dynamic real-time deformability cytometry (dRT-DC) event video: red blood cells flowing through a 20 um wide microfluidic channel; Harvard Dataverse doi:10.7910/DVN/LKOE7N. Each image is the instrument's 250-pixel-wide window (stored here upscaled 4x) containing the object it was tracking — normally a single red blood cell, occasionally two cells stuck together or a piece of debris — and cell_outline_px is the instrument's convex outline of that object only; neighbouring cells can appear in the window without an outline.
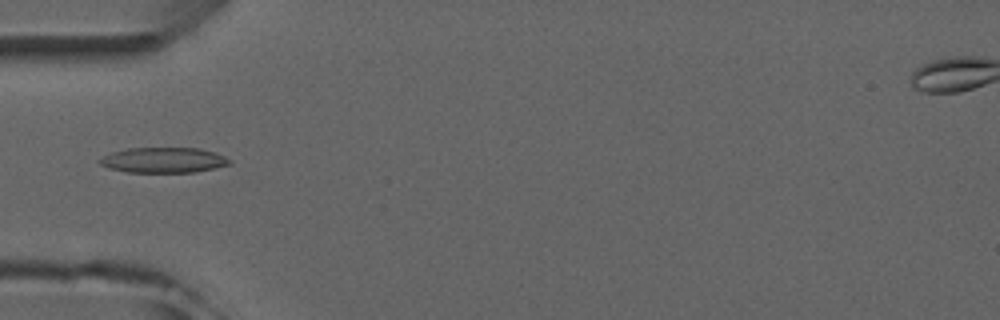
{"species": "common noctule bat (a hibernating species)", "species_latin": "Nyctalus noctula", "temperature_condition": "room temperature", "stored_images_in_passage": 4, "camera_frame_rate_fps": 3000, "um_per_image_px": 0.085, "animal": {"sex": "male", "forearm_length_mm": 52.5}, "frame": {"image": 1, "passage_image": 3, "time_ms": 2.333, "image_size_px": [1000, 320], "cell_outline_px": [[232, 164], [196, 172], [128, 172], [108, 168], [100, 164], [96, 160], [112, 152], [128, 148], [200, 148], [224, 156]], "centroid_in_image_um": [13.86, 13.61], "position_along_channel_um": 71.1, "area_um2": 19.07}}
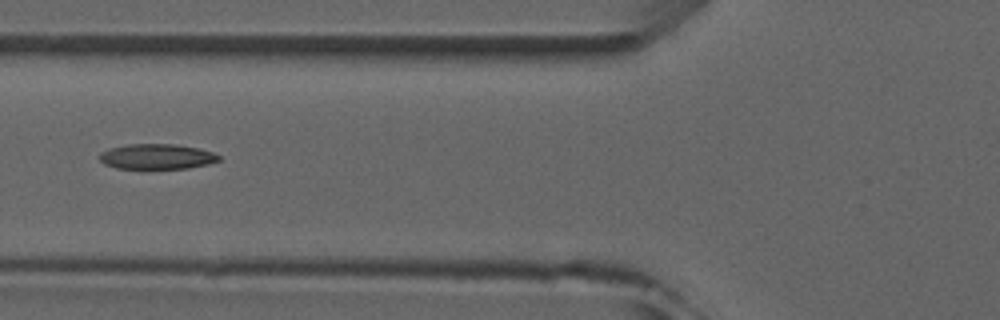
{"frame": {"image": 2, "passage_image": 4, "time_ms": 3.333, "image_size_px": [1000, 320], "cell_outline_px": [[220, 160], [208, 164], [188, 168], [116, 168], [104, 164], [96, 156], [100, 152], [108, 148], [128, 144], [176, 144], [196, 148], [212, 152], [220, 156]], "centroid_in_image_um": [13.27, 13.3], "position_along_channel_um": 112.5, "area_um2": 17.57}}